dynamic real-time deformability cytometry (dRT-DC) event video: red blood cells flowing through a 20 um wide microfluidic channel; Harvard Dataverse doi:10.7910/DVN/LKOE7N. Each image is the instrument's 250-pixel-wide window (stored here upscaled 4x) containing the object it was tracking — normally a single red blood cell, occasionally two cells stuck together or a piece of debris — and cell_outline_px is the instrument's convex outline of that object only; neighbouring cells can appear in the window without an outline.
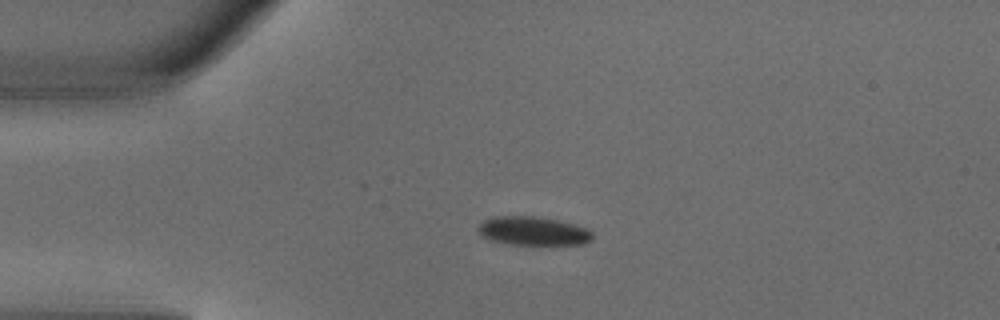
{"species": "common noctule bat (a hibernating species)", "species_latin": "Nyctalus noctula", "temperature_condition": "warm", "stored_images_in_passage": 2, "camera_frame_rate_fps": 3000, "um_per_image_px": 0.085, "animal": {"sex": "male", "body_mass_g": 18.8}, "frame": {"image": 1, "passage_image": 2, "time_ms": 0.333, "image_size_px": [1000, 320], "cell_outline_px": [[592, 240], [584, 244], [508, 244], [488, 240], [480, 236], [476, 228], [484, 220], [492, 216], [536, 216], [560, 220], [584, 228], [592, 232]], "centroid_in_image_um": [45.24, 19.63], "position_along_channel_um": 39.8, "area_um2": 19.25}}